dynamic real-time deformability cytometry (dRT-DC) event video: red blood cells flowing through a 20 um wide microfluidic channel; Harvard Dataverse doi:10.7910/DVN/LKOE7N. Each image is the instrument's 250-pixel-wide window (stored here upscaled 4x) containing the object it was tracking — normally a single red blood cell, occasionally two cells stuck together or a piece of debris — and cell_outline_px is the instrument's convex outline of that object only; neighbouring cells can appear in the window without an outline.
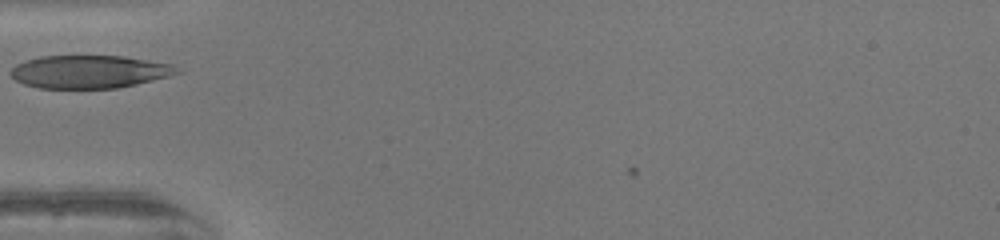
{"species": "human", "species_latin": "Homo sapiens", "temperature_condition": "warm", "stored_images_in_passage": 24, "camera_frame_rate_fps": 3000, "um_per_image_px": 0.085, "donor": {"sex": "female"}, "frame": {"image": 1, "passage_image": 1, "time_ms": 0.0, "image_size_px": [1000, 240], "cell_outline_px": [[144, 64], [140, 80], [128, 84], [104, 88], [52, 88], [32, 84], [60, 56], [108, 56], [132, 60]], "centroid_in_image_um": [7.67, 6.17], "position_along_channel_um": 77.3, "area_um2": 20.58}}
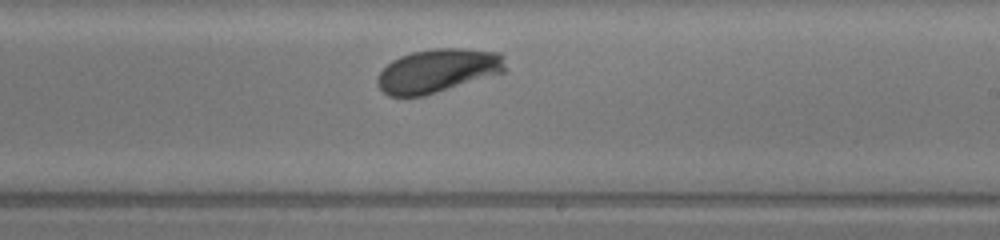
{"frame": {"image": 2, "passage_image": 14, "time_ms": 4.333, "image_size_px": [1000, 240], "cell_outline_px": [[496, 60], [492, 64], [448, 84], [424, 92], [408, 96], [404, 96], [392, 92], [384, 88], [384, 72], [392, 64], [400, 60], [412, 56], [428, 52], [464, 52], [496, 56]], "centroid_in_image_um": [36.74, 6.03], "position_along_channel_um": 252.3, "area_um2": 22.77}}
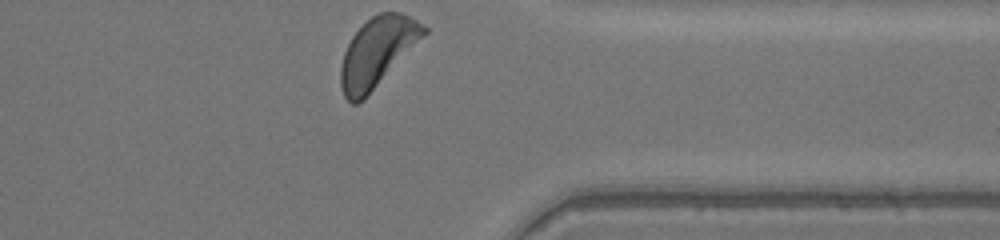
{"frame": {"image": 3, "passage_image": 24, "time_ms": 7.667, "image_size_px": [1000, 240], "cell_outline_px": [[400, 32], [376, 80], [368, 92], [360, 100], [352, 100], [348, 96], [344, 88], [344, 60], [348, 48], [352, 40], [360, 28], [372, 20]], "centroid_in_image_um": [31.2, 4.92], "position_along_channel_um": 380.2, "area_um2": 19.36}}